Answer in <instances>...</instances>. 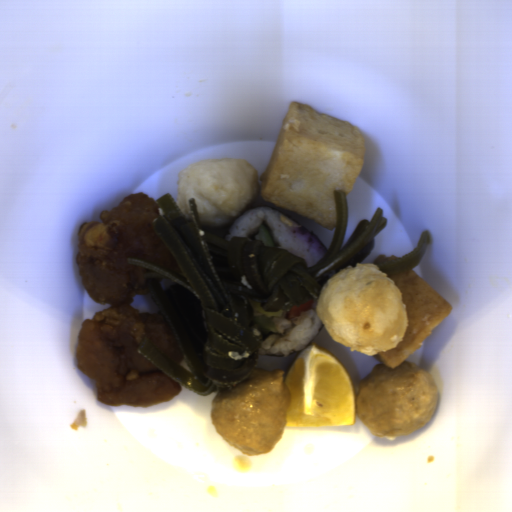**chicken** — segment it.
Returning <instances> with one entry per match:
<instances>
[{"instance_id":"1","label":"chicken","mask_w":512,"mask_h":512,"mask_svg":"<svg viewBox=\"0 0 512 512\" xmlns=\"http://www.w3.org/2000/svg\"><path fill=\"white\" fill-rule=\"evenodd\" d=\"M156 199L136 192L77 231L75 266L93 302L109 308L85 318L77 336L76 365L88 376L98 401L109 406L148 408L175 398L181 383L141 356L150 340L174 361L185 360L159 313H140L132 304L149 293L143 278L156 275L128 262L149 261L171 272L177 263L151 222L162 215Z\"/></svg>"}]
</instances>
